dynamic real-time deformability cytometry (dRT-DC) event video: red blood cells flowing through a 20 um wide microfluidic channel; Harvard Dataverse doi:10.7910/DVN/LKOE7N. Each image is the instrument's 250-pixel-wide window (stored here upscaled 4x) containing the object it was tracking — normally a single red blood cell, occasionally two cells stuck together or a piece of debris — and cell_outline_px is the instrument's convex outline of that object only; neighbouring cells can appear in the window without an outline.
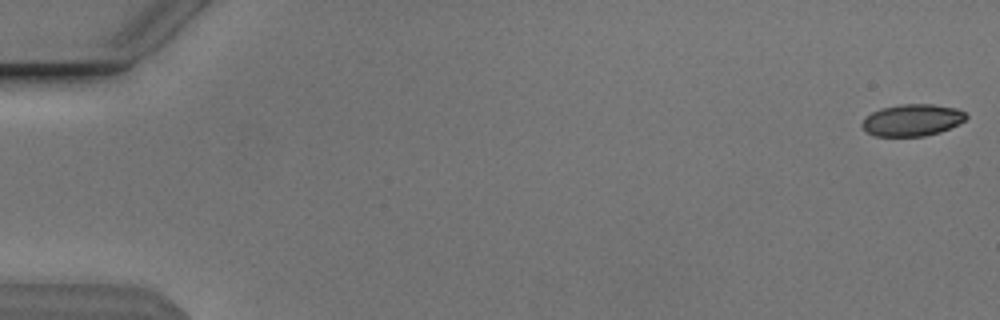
{"species": "Egyptian fruit bat (a non-hibernating species)", "species_latin": "Rousettus aegyptiacus", "temperature_condition": "cold", "stored_images_in_passage": 54, "camera_frame_rate_fps": 3000, "um_per_image_px": 0.085, "animal": {"sex": "male"}, "frame": {"image": 1, "passage_image": 1, "time_ms": 0.0, "image_size_px": [1000, 320], "cell_outline_px": [[968, 116], [964, 120], [940, 132], [924, 136], [876, 136], [868, 132], [860, 124], [872, 112], [880, 108], [900, 104], [932, 104], [956, 108], [964, 112]], "centroid_in_image_um": [77.53, 10.2], "position_along_channel_um": 7.5, "area_um2": 19.07}}
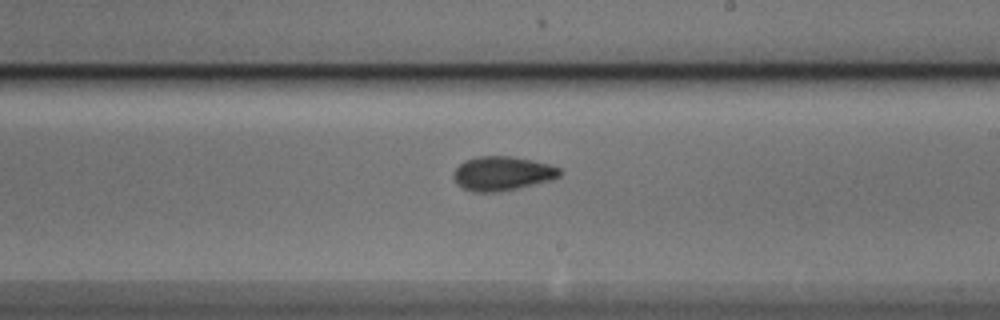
{"frame": {"image": 2, "passage_image": 32, "time_ms": 10.333, "image_size_px": [1000, 320], "cell_outline_px": [[560, 176], [552, 180], [516, 188], [496, 192], [472, 192], [464, 188], [452, 176], [452, 172], [464, 160], [476, 156], [512, 156], [552, 164], [560, 168]], "centroid_in_image_um": [42.7, 14.73], "position_along_channel_um": 246.3, "area_um2": 21.15}}
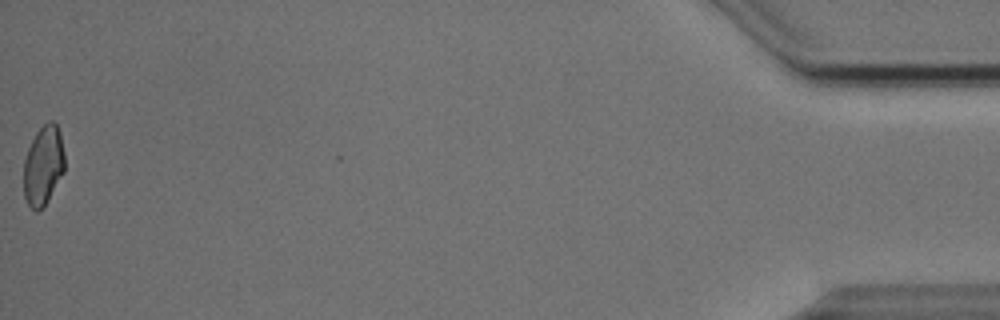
{"frame": {"image": 3, "passage_image": 54, "time_ms": 17.667, "image_size_px": [1000, 320], "cell_outline_px": [[64, 172], [48, 200], [36, 212], [28, 204], [24, 196], [24, 160], [28, 148], [36, 132], [48, 120], [52, 120], [56, 124], [60, 132], [64, 152]], "centroid_in_image_um": [3.69, 14.04], "position_along_channel_um": 431.5, "area_um2": 18.9}, "authors_computed_cell_mechanics": {"area_um2": 20.2011, "velocity_mm_per_s": 3.8479, "shape_relaxation_time_tau1_ms": 5.5162, "shape_relaxation_time_tau2_ms": 1.8948, "deformation_change_tau1": 0.121, "deformation_change_tau2": 0.067}}